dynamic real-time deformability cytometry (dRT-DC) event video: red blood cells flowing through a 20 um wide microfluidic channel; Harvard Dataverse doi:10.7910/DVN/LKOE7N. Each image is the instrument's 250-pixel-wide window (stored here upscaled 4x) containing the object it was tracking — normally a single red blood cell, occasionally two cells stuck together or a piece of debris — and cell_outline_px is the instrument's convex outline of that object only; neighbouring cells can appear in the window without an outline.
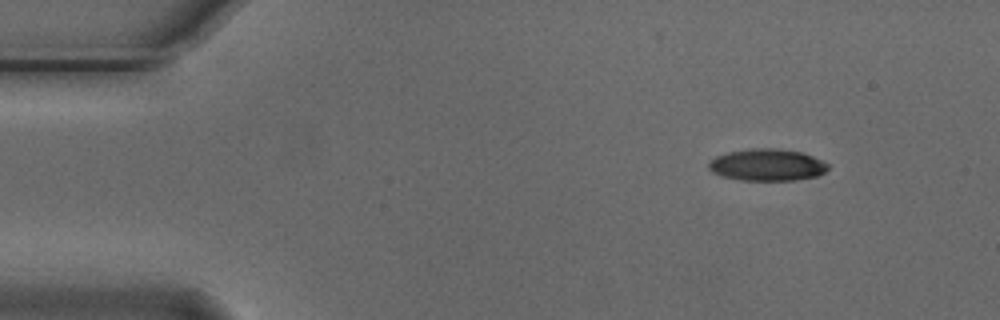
{"species": "Egyptian fruit bat (a non-hibernating species)", "species_latin": "Rousettus aegyptiacus", "temperature_condition": "cold", "stored_images_in_passage": 45, "camera_frame_rate_fps": 3000, "um_per_image_px": 0.085, "animal": {"sex": "male"}, "frame": {"image": 1, "passage_image": 1, "time_ms": 0.0, "image_size_px": [1000, 320], "cell_outline_px": [[828, 168], [824, 172], [816, 176], [796, 180], [740, 180], [720, 176], [712, 172], [708, 168], [708, 164], [716, 156], [728, 152], [748, 148], [776, 148], [804, 152], [824, 160], [828, 164]], "centroid_in_image_um": [65.22, 14.0], "position_along_channel_um": 19.8, "area_um2": 22.43}}
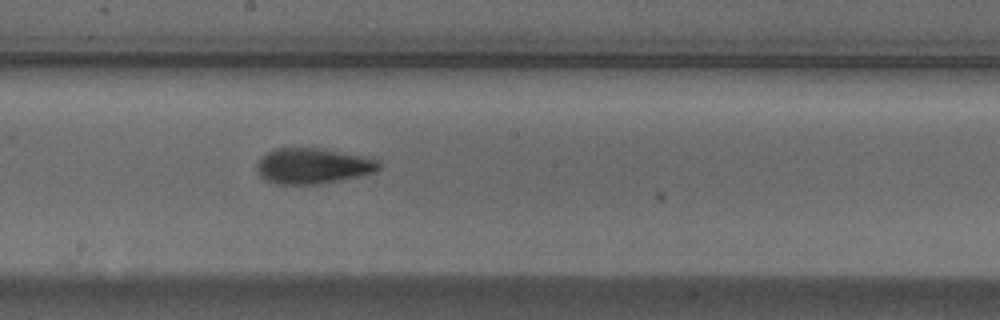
{"frame": {"image": 2, "passage_image": 24, "time_ms": 7.667, "image_size_px": [1000, 320], "cell_outline_px": [[380, 168], [376, 172], [316, 184], [276, 184], [264, 180], [256, 172], [256, 164], [260, 156], [264, 152], [272, 148], [324, 148], [380, 160]], "centroid_in_image_um": [26.51, 14.09], "position_along_channel_um": 221.7, "area_um2": 25.55}}
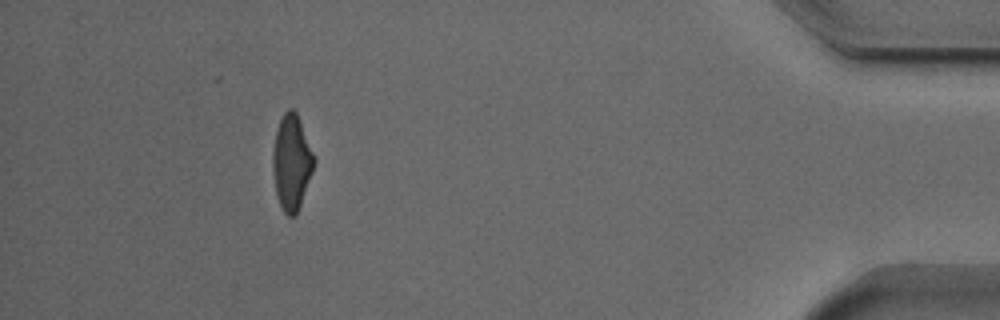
{"frame": {"image": 3, "passage_image": 44, "time_ms": 14.333, "image_size_px": [1000, 320], "cell_outline_px": [[316, 160], [312, 172], [296, 216], [288, 216], [284, 212], [280, 204], [276, 192], [272, 172], [272, 152], [276, 128], [284, 112], [288, 108], [292, 108], [296, 112]], "centroid_in_image_um": [24.77, 13.79], "position_along_channel_um": 410.4, "area_um2": 22.77}, "authors_computed_cell_mechanics": {"area_um2": 23.8714, "velocity_mm_per_s": 3.7584, "shape_relaxation_time_tau1_ms": 4.5628, "shape_relaxation_time_tau2_ms": 2.4265, "deformation_change_tau1": 0.1769, "deformation_change_tau2": 0.1028}}